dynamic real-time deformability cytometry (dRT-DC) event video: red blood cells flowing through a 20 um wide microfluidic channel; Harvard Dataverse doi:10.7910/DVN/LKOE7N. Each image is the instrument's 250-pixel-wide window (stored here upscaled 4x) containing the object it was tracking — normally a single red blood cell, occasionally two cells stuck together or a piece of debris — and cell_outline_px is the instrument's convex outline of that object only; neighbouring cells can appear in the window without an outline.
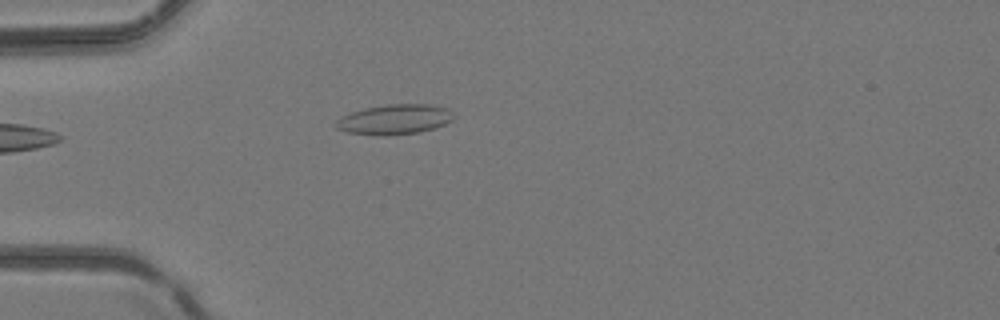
{"species": "common noctule bat (a hibernating species)", "species_latin": "Nyctalus noctula", "temperature_condition": "room temperature", "stored_images_in_passage": 4, "camera_frame_rate_fps": 3000, "um_per_image_px": 0.085, "animal": {"sex": "female", "body_mass_g": 24.6, "forearm_length_mm": 56.2}, "frame": {"image": 1, "passage_image": 4, "time_ms": 1.0, "image_size_px": [1000, 320], "cell_outline_px": [[456, 116], [452, 120], [444, 124], [420, 132], [388, 136], [376, 136], [348, 132], [336, 128], [332, 124], [340, 116], [364, 108], [388, 104], [428, 104], [448, 108]], "centroid_in_image_um": [33.51, 10.15], "position_along_channel_um": 51.5, "area_um2": 20.87}}